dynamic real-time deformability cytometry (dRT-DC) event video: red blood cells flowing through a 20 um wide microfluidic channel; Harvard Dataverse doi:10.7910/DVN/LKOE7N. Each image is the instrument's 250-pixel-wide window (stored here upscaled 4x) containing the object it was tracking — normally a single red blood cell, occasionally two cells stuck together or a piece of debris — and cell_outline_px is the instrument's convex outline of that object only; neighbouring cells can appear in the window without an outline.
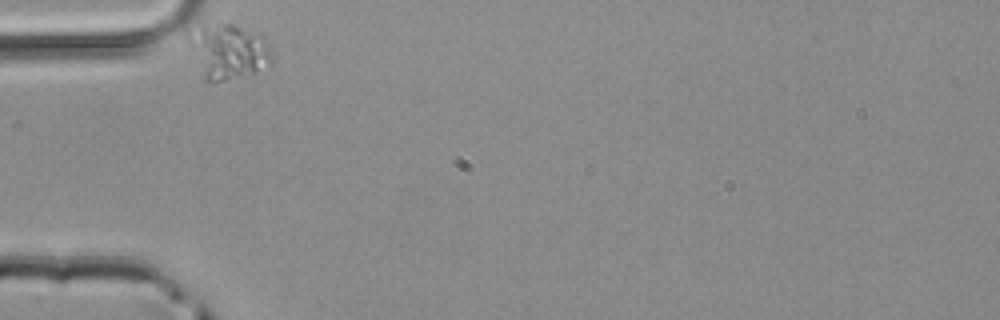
{"species": "common noctule bat (a hibernating species)", "species_latin": "Nyctalus noctula", "temperature_condition": "room temperature", "stored_images_in_passage": 34, "segment_of_instrument_passage": [1, 2], "camera_frame_rate_fps": 3000, "um_per_image_px": 0.085, "animal": {"sex": "male", "body_mass_g": 20.4}, "frame": {"image": 1, "passage_image": 1, "time_ms": 0.0, "image_size_px": [1000, 320], "cell_outline_px": [[272, 60], [256, 72], [224, 80], [204, 80], [188, 44], [188, 32], [204, 28], [224, 24], [232, 24], [264, 36], [268, 44], [272, 56]], "centroid_in_image_um": [19.4, 4.38], "position_along_channel_um": 65.6, "area_um2": 25.78}}